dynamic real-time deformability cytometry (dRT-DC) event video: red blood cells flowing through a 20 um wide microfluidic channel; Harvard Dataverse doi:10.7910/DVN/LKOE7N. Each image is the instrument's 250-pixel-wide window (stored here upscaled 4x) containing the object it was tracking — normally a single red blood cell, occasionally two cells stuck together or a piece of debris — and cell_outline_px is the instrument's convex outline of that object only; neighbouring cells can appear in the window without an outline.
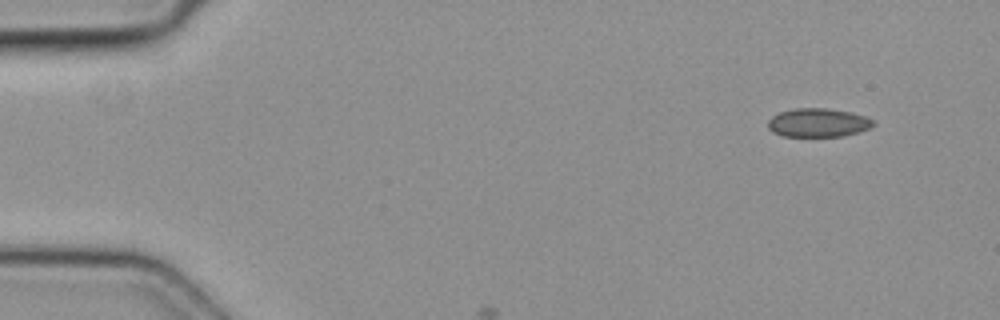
{"species": "common noctule bat (a hibernating species)", "species_latin": "Nyctalus noctula", "temperature_condition": "cold", "stored_images_in_passage": 2, "camera_frame_rate_fps": 3000, "um_per_image_px": 0.085, "animal": {"sex": "female", "body_mass_g": 19.3, "forearm_length_mm": 54.1}, "frame": {"image": 1, "passage_image": 1, "time_ms": 0.0, "image_size_px": [1000, 320], "cell_outline_px": [[876, 124], [868, 128], [844, 136], [784, 136], [772, 132], [768, 128], [768, 120], [772, 116], [780, 112], [792, 108], [828, 108], [852, 112], [864, 116], [872, 120]], "centroid_in_image_um": [69.51, 10.42], "position_along_channel_um": 15.5, "area_um2": 17.57}}